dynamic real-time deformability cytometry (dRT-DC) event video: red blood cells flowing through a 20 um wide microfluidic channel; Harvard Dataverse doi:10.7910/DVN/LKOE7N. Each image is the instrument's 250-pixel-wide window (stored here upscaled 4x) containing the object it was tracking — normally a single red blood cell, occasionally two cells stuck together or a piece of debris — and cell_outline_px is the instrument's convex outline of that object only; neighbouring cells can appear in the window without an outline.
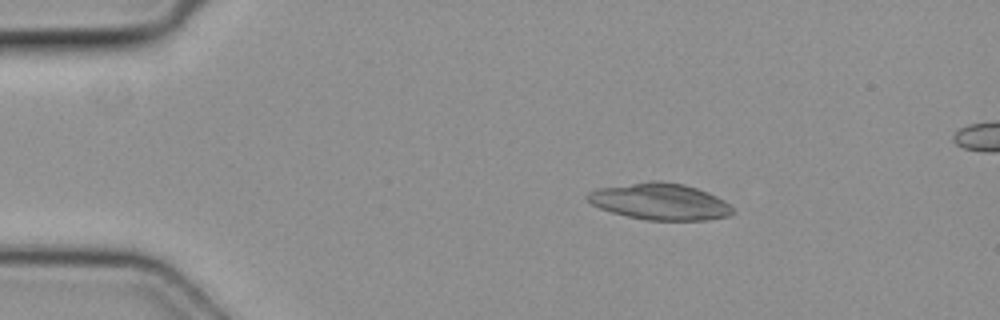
{"species": "common noctule bat (a hibernating species)", "species_latin": "Nyctalus noctula", "temperature_condition": "cold", "stored_images_in_passage": 4, "camera_frame_rate_fps": 3000, "um_per_image_px": 0.085, "animal": {"sex": "female", "body_mass_g": 19.3, "forearm_length_mm": 54.1}, "frame": {"image": 1, "passage_image": 2, "time_ms": 0.333, "image_size_px": [1000, 320], "cell_outline_px": [[736, 212], [728, 216], [708, 220], [648, 220], [628, 216], [612, 212], [600, 208], [592, 204], [584, 196], [588, 192], [600, 188], [652, 180], [656, 180], [684, 184], [708, 192], [724, 200]], "centroid_in_image_um": [56.11, 17.13], "position_along_channel_um": 28.9, "area_um2": 30.81}}